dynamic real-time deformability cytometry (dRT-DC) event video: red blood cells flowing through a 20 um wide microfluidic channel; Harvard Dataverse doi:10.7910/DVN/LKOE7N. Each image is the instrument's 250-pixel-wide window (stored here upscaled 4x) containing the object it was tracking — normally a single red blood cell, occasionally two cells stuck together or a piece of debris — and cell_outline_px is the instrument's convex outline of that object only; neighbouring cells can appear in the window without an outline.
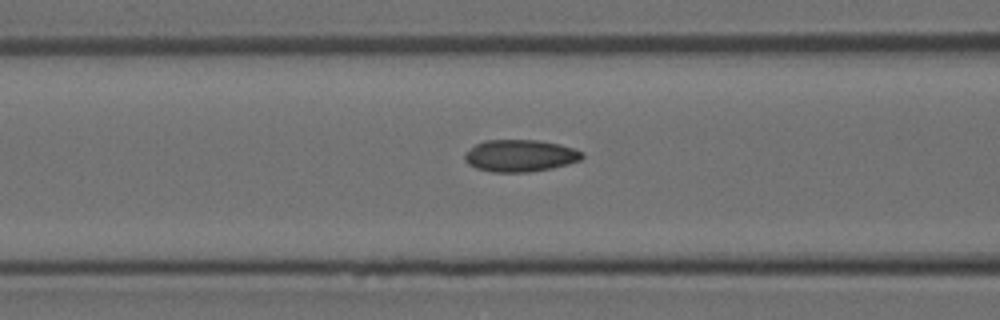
{"species": "Egyptian fruit bat (a non-hibernating species)", "species_latin": "Rousettus aegyptiacus", "temperature_condition": "room temperature", "stored_images_in_passage": 36, "camera_frame_rate_fps": 3000, "um_per_image_px": 0.085, "animal": {"sex": "female"}, "frame": {"image": 1, "passage_image": 16, "time_ms": 5.0, "image_size_px": [1000, 320], "cell_outline_px": [[584, 156], [580, 160], [568, 164], [552, 168], [528, 172], [492, 172], [476, 168], [468, 164], [464, 160], [464, 152], [476, 144], [484, 140], [536, 140], [560, 144], [584, 152]], "centroid_in_image_um": [44.19, 13.23], "position_along_channel_um": 122.4, "area_um2": 22.02}}
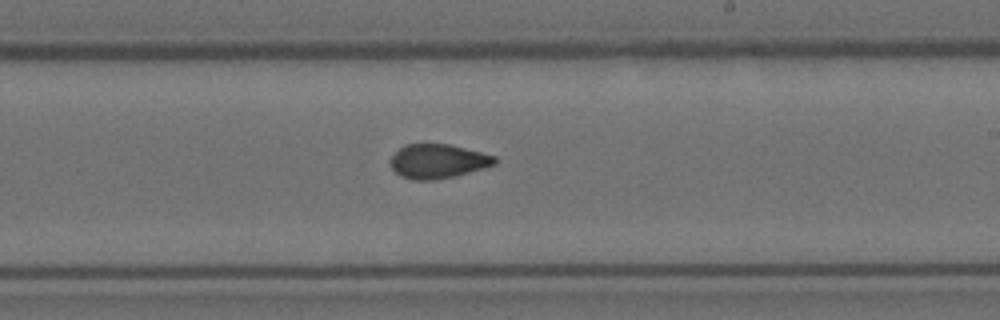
{"frame": {"image": 2, "passage_image": 25, "time_ms": 8.0, "image_size_px": [1000, 320], "cell_outline_px": [[500, 160], [496, 164], [468, 172], [452, 176], [432, 180], [412, 180], [400, 176], [392, 168], [388, 160], [404, 144], [448, 144], [496, 156]], "centroid_in_image_um": [37.2, 13.7], "position_along_channel_um": 251.8, "area_um2": 20.69}}
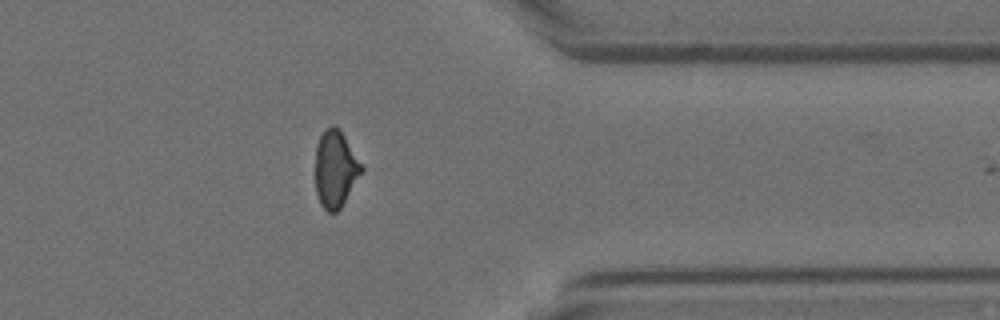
{"frame": {"image": 3, "passage_image": 35, "time_ms": 11.333, "image_size_px": [1000, 320], "cell_outline_px": [[364, 168], [340, 208], [336, 212], [328, 212], [320, 204], [316, 192], [316, 144], [324, 128], [332, 124], [344, 136]], "centroid_in_image_um": [28.49, 14.36], "position_along_channel_um": 382.9, "area_um2": 20.29}}